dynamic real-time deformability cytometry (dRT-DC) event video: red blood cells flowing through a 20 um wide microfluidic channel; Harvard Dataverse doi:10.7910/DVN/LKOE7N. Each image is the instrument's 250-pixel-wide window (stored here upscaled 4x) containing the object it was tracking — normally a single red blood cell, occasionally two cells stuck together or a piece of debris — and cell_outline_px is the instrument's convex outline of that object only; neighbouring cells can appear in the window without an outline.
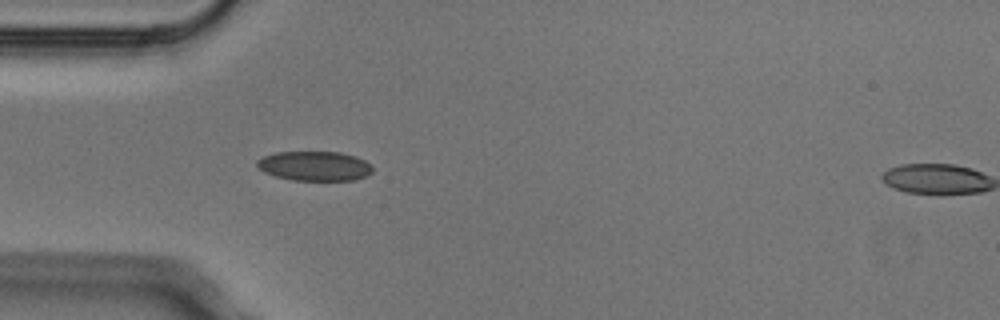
{"species": "Egyptian fruit bat (a non-hibernating species)", "species_latin": "Rousettus aegyptiacus", "temperature_condition": "cold", "stored_images_in_passage": 4, "camera_frame_rate_fps": 3000, "um_per_image_px": 0.085, "animal": {"sex": "male"}, "frame": {"image": 1, "passage_image": 3, "time_ms": 0.667, "image_size_px": [1000, 320], "cell_outline_px": [[372, 172], [364, 176], [352, 180], [292, 180], [276, 176], [264, 172], [256, 164], [256, 160], [264, 156], [276, 152], [340, 152], [356, 156], [372, 164]], "centroid_in_image_um": [26.74, 14.1], "position_along_channel_um": 58.3, "area_um2": 19.83}}